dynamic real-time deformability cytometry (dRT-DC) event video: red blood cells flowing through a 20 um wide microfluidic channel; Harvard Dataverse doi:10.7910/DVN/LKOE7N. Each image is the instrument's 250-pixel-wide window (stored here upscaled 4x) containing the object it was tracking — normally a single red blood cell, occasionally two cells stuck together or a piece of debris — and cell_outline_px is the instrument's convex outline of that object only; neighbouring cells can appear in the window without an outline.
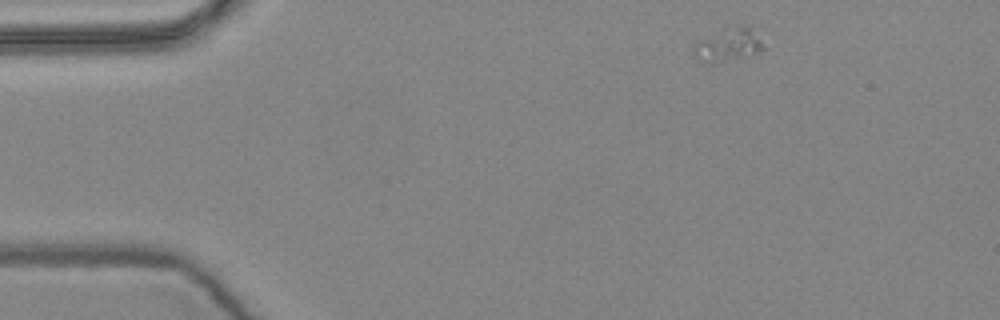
{"species": "common noctule bat (a hibernating species)", "species_latin": "Nyctalus noctula", "temperature_condition": "warm", "stored_images_in_passage": 7, "camera_frame_rate_fps": 3000, "um_per_image_px": 0.085, "animal": {"sex": "female", "body_mass_g": 24.6, "forearm_length_mm": 56.2}, "frame": {"image": 1, "passage_image": 1, "time_ms": 0.0, "image_size_px": [1000, 320], "cell_outline_px": [[768, 48], [744, 56], [712, 64], [696, 56], [692, 48], [700, 40], [744, 24], [748, 24]], "centroid_in_image_um": [61.98, 3.82], "position_along_channel_um": 23.0, "area_um2": 12.72}}